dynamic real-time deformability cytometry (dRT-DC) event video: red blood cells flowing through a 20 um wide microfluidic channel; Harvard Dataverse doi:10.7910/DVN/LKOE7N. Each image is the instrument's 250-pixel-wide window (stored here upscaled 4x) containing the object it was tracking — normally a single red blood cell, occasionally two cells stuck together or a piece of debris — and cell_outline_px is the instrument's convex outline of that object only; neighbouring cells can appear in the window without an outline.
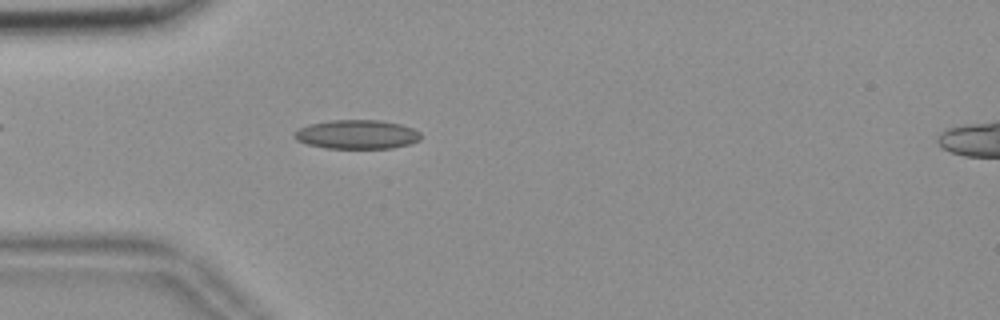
{"species": "common noctule bat (a hibernating species)", "species_latin": "Nyctalus noctula", "temperature_condition": "room temperature", "stored_images_in_passage": 53, "camera_frame_rate_fps": 3000, "um_per_image_px": 0.085, "animal": {"sex": "female", "body_mass_g": 18.4}, "frame": {"image": 1, "passage_image": 14, "time_ms": 4.333, "image_size_px": [1000, 320], "cell_outline_px": [[420, 140], [408, 144], [392, 148], [328, 148], [308, 144], [296, 140], [292, 136], [300, 128], [308, 124], [332, 120], [380, 120], [400, 124], [412, 128], [420, 132]], "centroid_in_image_um": [30.34, 11.42], "position_along_channel_um": 54.7, "area_um2": 21.27}}
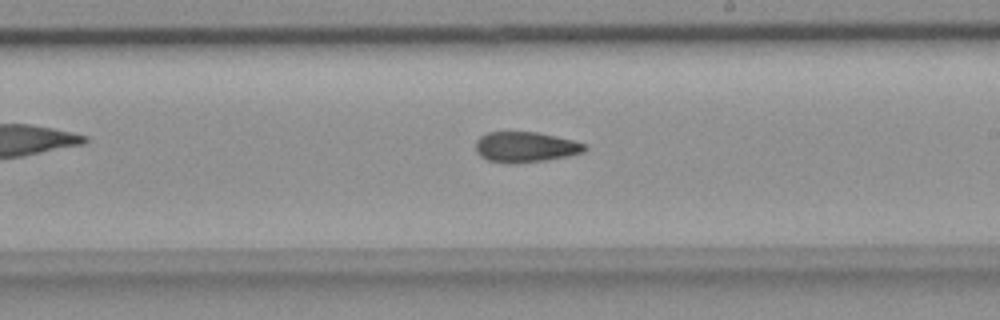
{"frame": {"image": 2, "passage_image": 30, "time_ms": 9.667, "image_size_px": [1000, 320], "cell_outline_px": [[588, 148], [584, 152], [568, 156], [544, 160], [488, 160], [480, 156], [476, 152], [476, 140], [480, 136], [488, 132], [536, 132], [556, 136], [588, 144]], "centroid_in_image_um": [44.72, 12.44], "position_along_channel_um": 244.3, "area_um2": 18.61}}
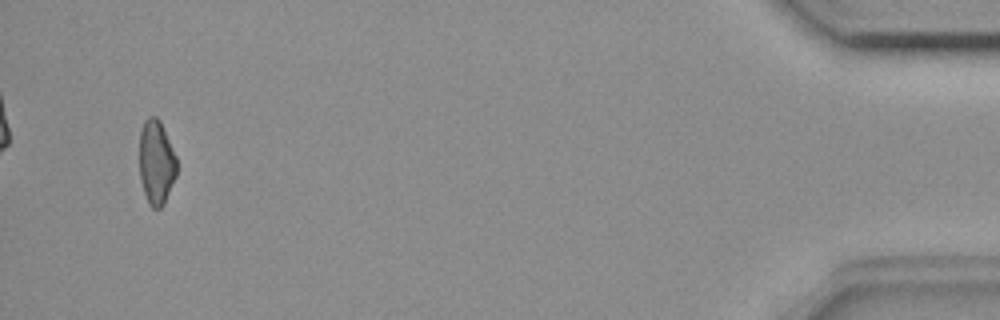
{"frame": {"image": 3, "passage_image": 51, "time_ms": 16.667, "image_size_px": [1000, 320], "cell_outline_px": [[176, 176], [164, 204], [160, 208], [152, 208], [148, 204], [140, 180], [140, 132], [144, 120], [148, 116], [156, 116], [160, 120], [176, 156]], "centroid_in_image_um": [13.28, 13.8], "position_along_channel_um": 421.9, "area_um2": 18.38}, "authors_computed_cell_mechanics": {"area_um2": 19.8254, "velocity_mm_per_s": 3.682, "shape_relaxation_time_tau1_ms": null, "shape_relaxation_time_tau2_ms": 6.1042, "deformation_change_tau1": null, "deformation_change_tau2": 0.1337}}